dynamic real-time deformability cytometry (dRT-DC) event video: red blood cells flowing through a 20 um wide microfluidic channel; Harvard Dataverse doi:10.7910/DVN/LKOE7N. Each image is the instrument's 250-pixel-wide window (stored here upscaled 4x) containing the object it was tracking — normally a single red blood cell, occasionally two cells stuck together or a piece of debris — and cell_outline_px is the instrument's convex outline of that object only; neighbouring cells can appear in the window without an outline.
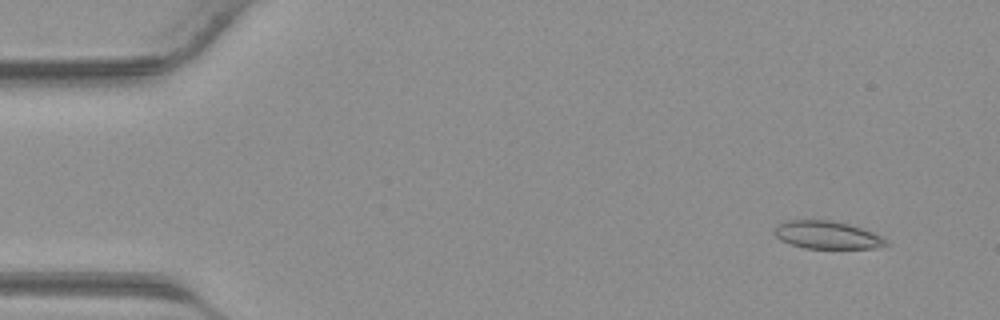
{"species": "common noctule bat (a hibernating species)", "species_latin": "Nyctalus noctula", "temperature_condition": "warm", "stored_images_in_passage": 42, "camera_frame_rate_fps": 3000, "um_per_image_px": 0.085, "animal": {"sex": "male", "body_mass_g": 23.1, "forearm_length_mm": 52.7}, "frame": {"image": 1, "passage_image": 4, "time_ms": 1.0, "image_size_px": [1000, 320], "cell_outline_px": [[888, 244], [876, 248], [804, 248], [780, 240], [776, 236], [776, 224], [784, 220], [832, 220], [848, 224], [872, 232], [888, 240]], "centroid_in_image_um": [70.29, 19.97], "position_along_channel_um": 14.7, "area_um2": 17.92}}
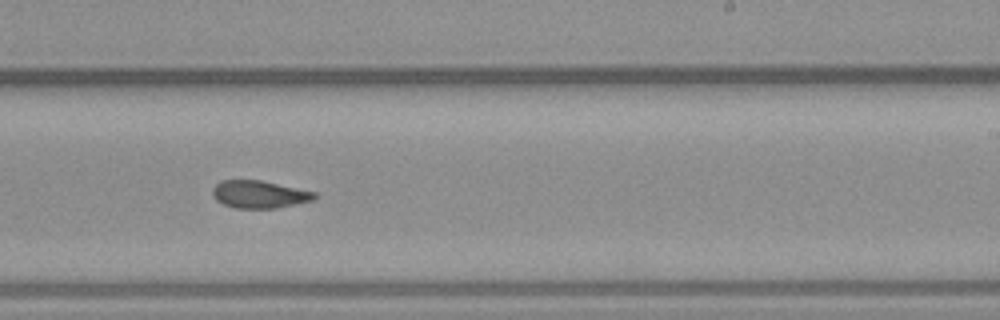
{"frame": {"image": 2, "passage_image": 26, "time_ms": 8.333, "image_size_px": [1000, 320], "cell_outline_px": [[316, 196], [312, 200], [276, 208], [236, 208], [224, 204], [216, 200], [212, 196], [212, 188], [220, 180], [260, 180], [316, 192]], "centroid_in_image_um": [21.99, 16.51], "position_along_channel_um": 267.0, "area_um2": 16.24}}
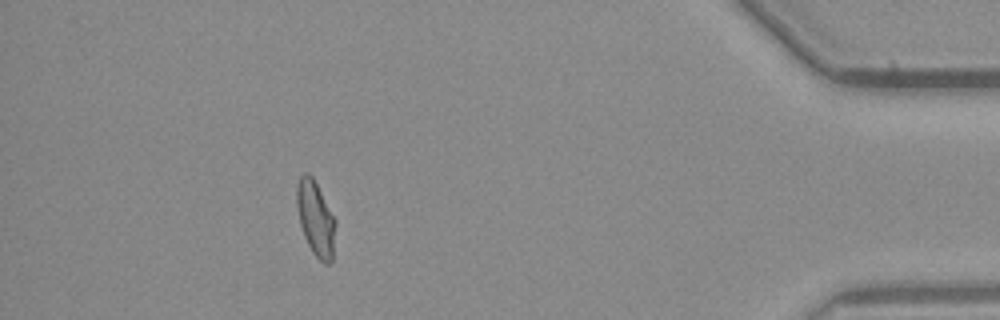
{"frame": {"image": 3, "passage_image": 38, "time_ms": 12.333, "image_size_px": [1000, 320], "cell_outline_px": [[336, 224], [332, 260], [328, 264], [324, 264], [312, 252], [304, 236], [300, 224], [296, 204], [296, 184], [300, 176], [304, 172], [308, 172], [312, 176], [336, 220]], "centroid_in_image_um": [26.82, 18.56], "position_along_channel_um": 408.4, "area_um2": 16.94}}